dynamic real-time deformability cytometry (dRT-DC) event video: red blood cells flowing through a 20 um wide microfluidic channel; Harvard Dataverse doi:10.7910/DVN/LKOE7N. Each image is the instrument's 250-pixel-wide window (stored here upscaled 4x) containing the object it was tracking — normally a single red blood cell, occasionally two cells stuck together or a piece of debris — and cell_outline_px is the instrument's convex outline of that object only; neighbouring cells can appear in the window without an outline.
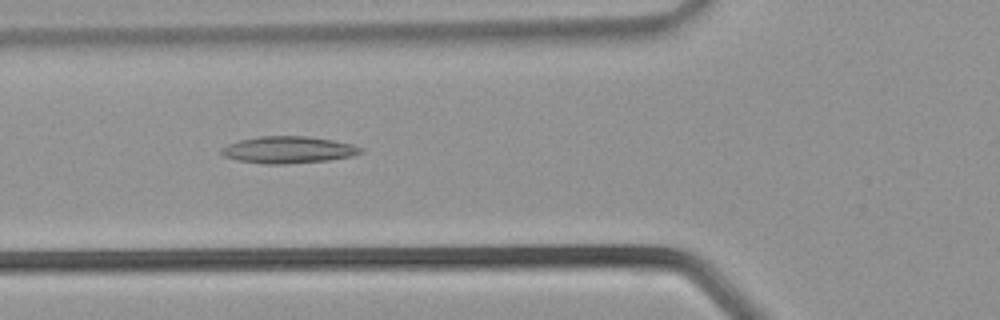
{"species": "common noctule bat (a hibernating species)", "species_latin": "Nyctalus noctula", "temperature_condition": "warm", "stored_images_in_passage": 27, "camera_frame_rate_fps": 3000, "um_per_image_px": 0.085, "animal": {"sex": "male", "body_mass_g": 21.5, "forearm_length_mm": 52.0}, "frame": {"image": 1, "passage_image": 5, "time_ms": 1.333, "image_size_px": [1000, 320], "cell_outline_px": [[364, 152], [352, 156], [328, 160], [284, 164], [264, 164], [236, 160], [224, 156], [220, 152], [220, 148], [228, 144], [240, 140], [260, 136], [308, 136], [332, 140], [352, 144], [364, 148]], "centroid_in_image_um": [24.51, 12.73], "position_along_channel_um": 101.3, "area_um2": 21.91}}
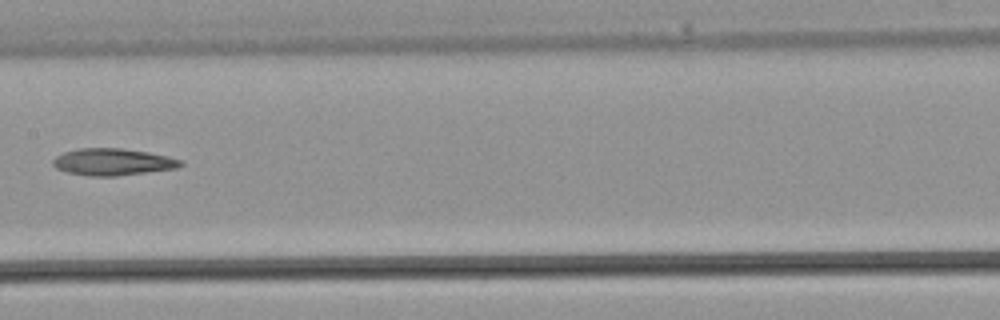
{"frame": {"image": 2, "passage_image": 10, "time_ms": 3.0, "image_size_px": [1000, 320], "cell_outline_px": [[184, 164], [176, 168], [116, 176], [88, 176], [68, 172], [56, 168], [52, 164], [52, 160], [56, 156], [64, 152], [76, 148], [120, 148], [148, 152], [168, 156], [184, 160]], "centroid_in_image_um": [9.58, 13.76], "position_along_channel_um": 197.8, "area_um2": 20.06}}
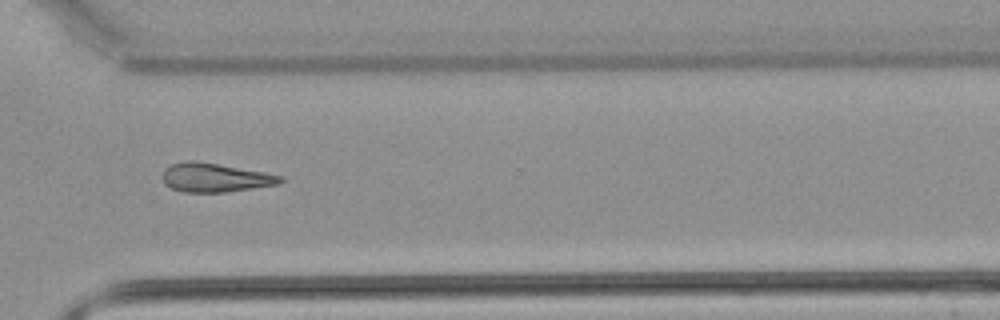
{"frame": {"image": 3, "passage_image": 18, "time_ms": 5.667, "image_size_px": [1000, 320], "cell_outline_px": [[284, 180], [280, 184], [224, 192], [184, 192], [172, 188], [164, 184], [160, 176], [164, 168], [172, 164], [192, 160], [264, 172], [284, 176]], "centroid_in_image_um": [18.25, 15.1], "position_along_channel_um": 352.3, "area_um2": 19.77}}